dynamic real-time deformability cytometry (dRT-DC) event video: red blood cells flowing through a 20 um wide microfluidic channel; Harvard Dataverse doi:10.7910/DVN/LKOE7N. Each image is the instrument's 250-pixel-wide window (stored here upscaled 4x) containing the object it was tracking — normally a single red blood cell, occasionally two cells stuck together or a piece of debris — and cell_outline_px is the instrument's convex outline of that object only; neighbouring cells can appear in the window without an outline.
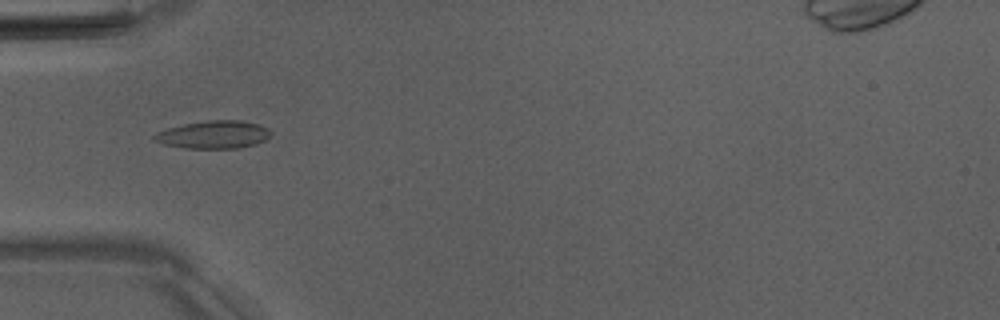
{"species": "Egyptian fruit bat (a non-hibernating species)", "species_latin": "Rousettus aegyptiacus", "temperature_condition": "room temperature", "stored_images_in_passage": 51, "camera_frame_rate_fps": 3000, "um_per_image_px": 0.085, "animal": {"sex": "male"}, "frame": {"image": 1, "passage_image": 17, "time_ms": 5.333, "image_size_px": [1000, 320], "cell_outline_px": [[272, 132], [264, 140], [256, 144], [240, 148], [188, 148], [164, 144], [152, 140], [152, 136], [156, 132], [168, 128], [184, 124], [208, 120], [240, 120], [260, 124], [268, 128]], "centroid_in_image_um": [18.16, 11.44], "position_along_channel_um": 66.8, "area_um2": 18.9}}
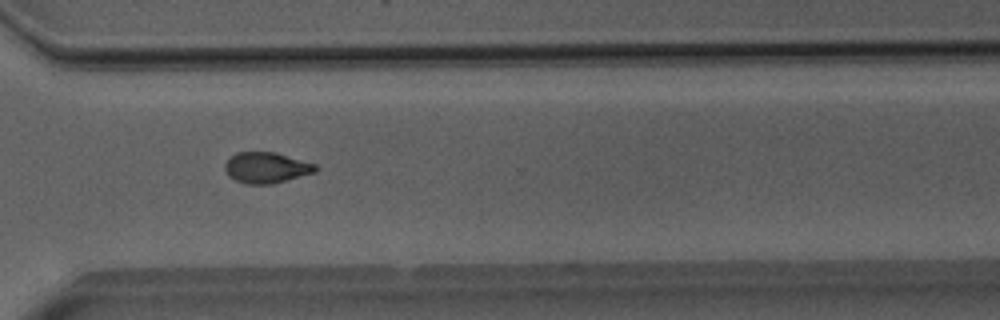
{"frame": {"image": 2, "passage_image": 38, "time_ms": 12.333, "image_size_px": [1000, 320], "cell_outline_px": [[320, 168], [316, 172], [272, 184], [244, 184], [228, 176], [224, 168], [224, 164], [236, 152], [276, 152], [316, 164]], "centroid_in_image_um": [22.66, 14.25], "position_along_channel_um": 347.9, "area_um2": 16.42}}
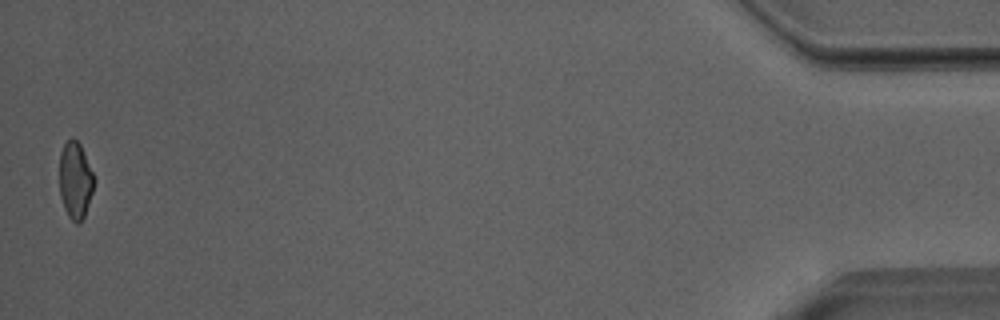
{"frame": {"image": 3, "passage_image": 51, "time_ms": 16.667, "image_size_px": [1000, 320], "cell_outline_px": [[96, 180], [84, 216], [80, 224], [76, 224], [68, 216], [64, 208], [60, 196], [60, 152], [64, 144], [72, 136], [80, 144]], "centroid_in_image_um": [6.4, 15.33], "position_along_channel_um": 428.8, "area_um2": 15.49}, "authors_computed_cell_mechanics": {"area_um2": 16.8198, "velocity_mm_per_s": 4.0263, "shape_relaxation_time_tau1_ms": 10.5353, "shape_relaxation_time_tau2_ms": 1.9336, "deformation_change_tau1": 0.2465, "deformation_change_tau2": 0.0753}}